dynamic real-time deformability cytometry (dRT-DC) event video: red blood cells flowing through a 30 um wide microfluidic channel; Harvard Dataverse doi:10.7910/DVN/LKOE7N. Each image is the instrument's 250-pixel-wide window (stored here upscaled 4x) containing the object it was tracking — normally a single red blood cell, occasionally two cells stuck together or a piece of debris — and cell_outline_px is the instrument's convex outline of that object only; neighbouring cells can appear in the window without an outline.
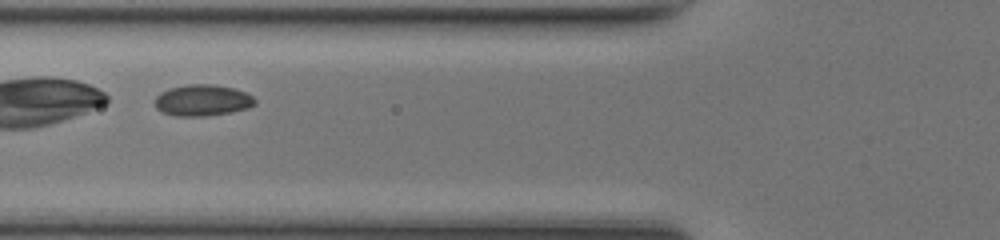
{"species": "common noctule bat (a hibernating species)", "species_latin": "Nyctalus noctula", "temperature_condition": "room temperature", "stored_images_in_passage": 32, "camera_frame_rate_fps": 3000, "um_per_image_px": 0.085, "animal": {"sex": "female", "body_mass_g": 17.0, "forearm_length_mm": 48.0}, "frame": {"image": 1, "passage_image": 10, "time_ms": 3.0, "image_size_px": [1000, 240], "cell_outline_px": [[256, 104], [248, 108], [228, 112], [204, 116], [176, 116], [164, 112], [156, 108], [156, 96], [160, 92], [172, 88], [188, 84], [212, 84], [232, 88], [244, 92], [252, 96], [256, 100]], "centroid_in_image_um": [17.22, 8.52], "position_along_channel_um": 108.6, "area_um2": 17.98}}
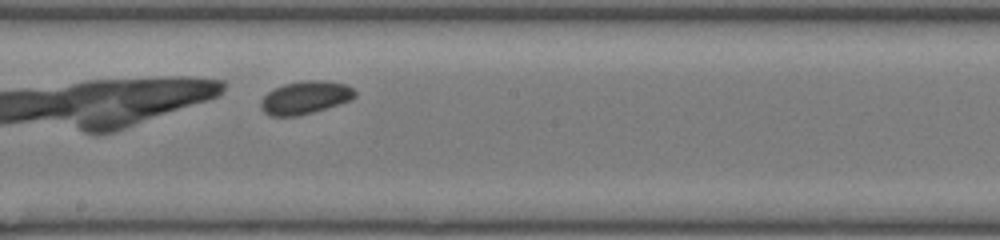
{"frame": {"image": 2, "passage_image": 18, "time_ms": 5.667, "image_size_px": [1000, 240], "cell_outline_px": [[356, 96], [352, 100], [312, 112], [296, 116], [272, 116], [264, 112], [260, 108], [260, 100], [268, 92], [284, 84], [304, 80], [328, 80], [348, 84], [356, 92]], "centroid_in_image_um": [25.97, 8.28], "position_along_channel_um": 222.2, "area_um2": 18.15}}
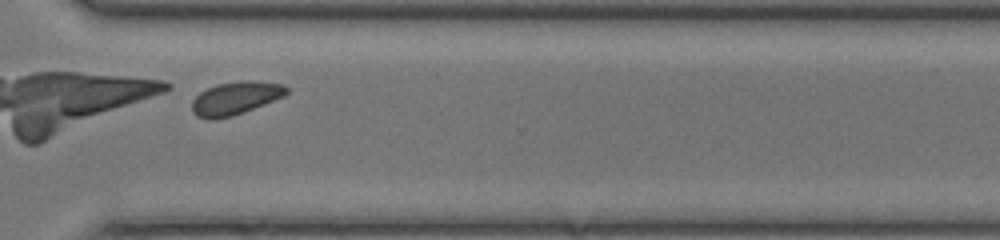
{"frame": {"image": 3, "passage_image": 27, "time_ms": 8.667, "image_size_px": [1000, 240], "cell_outline_px": [[288, 92], [284, 96], [264, 104], [228, 116], [212, 120], [208, 120], [196, 116], [192, 112], [192, 100], [200, 92], [216, 84], [240, 80], [252, 80], [284, 84], [288, 88]], "centroid_in_image_um": [19.99, 8.32], "position_along_channel_um": 350.6, "area_um2": 18.09}, "authors_computed_cell_mechanics": {"area_um2": 18.0336, "velocity_mm_per_s": 4.2683, "shape_relaxation_time_tau1_ms": 0.5651, "shape_relaxation_time_tau2_ms": null, "deformation_change_tau1": 0.0405, "deformation_change_tau2": null}}